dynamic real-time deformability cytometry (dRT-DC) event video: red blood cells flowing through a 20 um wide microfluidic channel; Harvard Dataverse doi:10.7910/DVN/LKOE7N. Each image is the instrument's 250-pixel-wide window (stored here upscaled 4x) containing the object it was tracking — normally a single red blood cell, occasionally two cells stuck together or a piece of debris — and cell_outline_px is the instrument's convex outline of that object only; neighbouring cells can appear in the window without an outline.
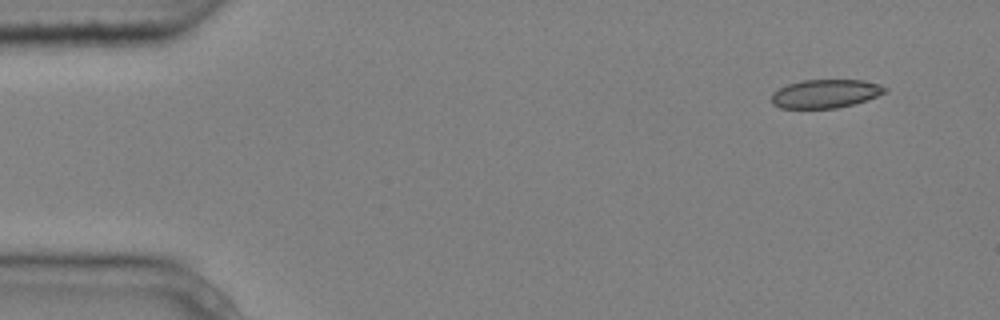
{"species": "common noctule bat (a hibernating species)", "species_latin": "Nyctalus noctula", "temperature_condition": "cold", "stored_images_in_passage": 7, "camera_frame_rate_fps": 3000, "um_per_image_px": 0.085, "animal": {"sex": "male", "body_mass_g": 20.4}, "frame": {"image": 1, "passage_image": 1, "time_ms": 0.0, "image_size_px": [1000, 320], "cell_outline_px": [[888, 92], [868, 100], [836, 108], [780, 108], [772, 104], [772, 92], [788, 84], [800, 80], [864, 80], [880, 84], [888, 88]], "centroid_in_image_um": [70.2, 7.96], "position_along_channel_um": 14.8, "area_um2": 19.02}}
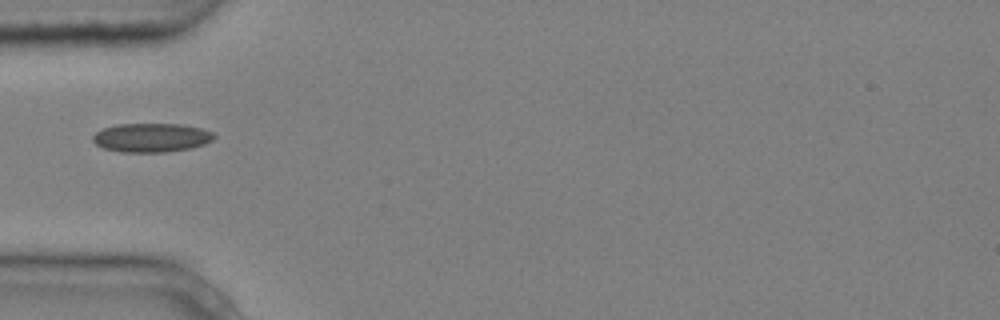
{"frame": {"image": 2, "passage_image": 4, "time_ms": 1.0, "image_size_px": [1000, 320], "cell_outline_px": [[216, 136], [212, 140], [204, 144], [192, 148], [164, 152], [120, 152], [104, 148], [96, 144], [92, 140], [92, 136], [96, 132], [104, 128], [116, 124], [180, 124], [204, 128], [212, 132]], "centroid_in_image_um": [12.88, 11.69], "position_along_channel_um": 72.1, "area_um2": 20.52}}
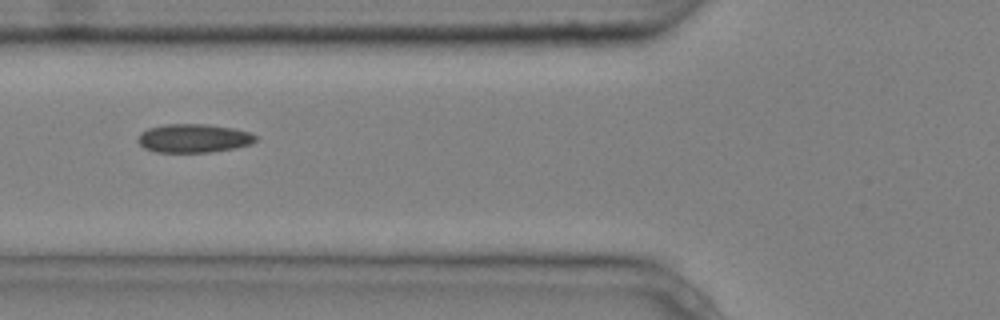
{"frame": {"image": 3, "passage_image": 5, "time_ms": 1.333, "image_size_px": [1000, 320], "cell_outline_px": [[256, 140], [248, 144], [236, 148], [208, 152], [156, 152], [144, 148], [136, 140], [140, 132], [148, 128], [164, 124], [208, 124], [232, 128], [248, 132], [256, 136]], "centroid_in_image_um": [16.4, 11.75], "position_along_channel_um": 109.4, "area_um2": 19.59}}